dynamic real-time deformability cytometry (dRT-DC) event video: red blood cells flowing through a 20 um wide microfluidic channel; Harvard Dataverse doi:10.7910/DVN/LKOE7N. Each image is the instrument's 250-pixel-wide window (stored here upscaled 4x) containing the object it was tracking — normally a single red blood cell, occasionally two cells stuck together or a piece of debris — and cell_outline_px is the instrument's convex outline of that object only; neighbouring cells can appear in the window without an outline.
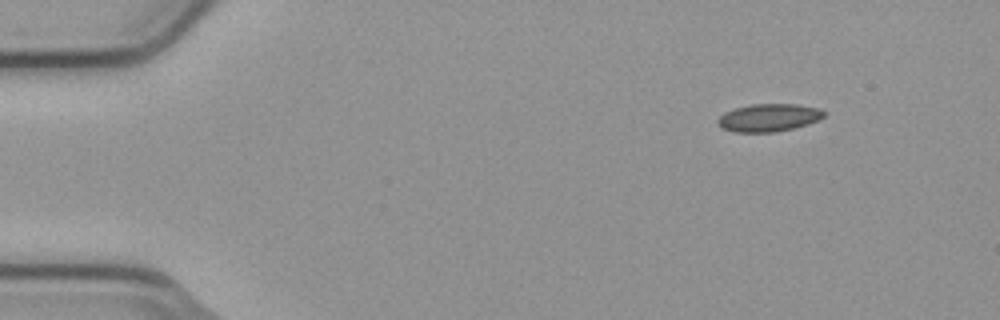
{"species": "common noctule bat (a hibernating species)", "species_latin": "Nyctalus noctula", "temperature_condition": "cold", "stored_images_in_passage": 49, "camera_frame_rate_fps": 3000, "um_per_image_px": 0.085, "animal": {"sex": "male", "body_mass_g": 23.1, "forearm_length_mm": 52.7}, "frame": {"image": 1, "passage_image": 1, "time_ms": 0.0, "image_size_px": [1000, 320], "cell_outline_px": [[824, 116], [820, 120], [808, 124], [776, 132], [732, 132], [720, 128], [716, 124], [716, 120], [724, 112], [736, 108], [752, 104], [796, 104], [820, 108], [824, 112]], "centroid_in_image_um": [65.31, 10.01], "position_along_channel_um": 19.7, "area_um2": 17.34}}
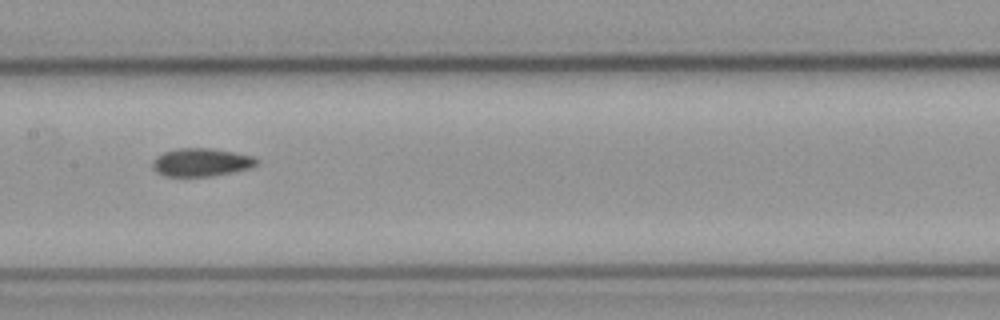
{"frame": {"image": 2, "passage_image": 22, "time_ms": 7.0, "image_size_px": [1000, 320], "cell_outline_px": [[260, 160], [256, 164], [248, 168], [232, 172], [212, 176], [164, 176], [156, 172], [152, 168], [152, 160], [156, 156], [164, 152], [180, 148], [212, 148], [252, 156]], "centroid_in_image_um": [17.06, 13.8], "position_along_channel_um": 190.3, "area_um2": 16.99}}
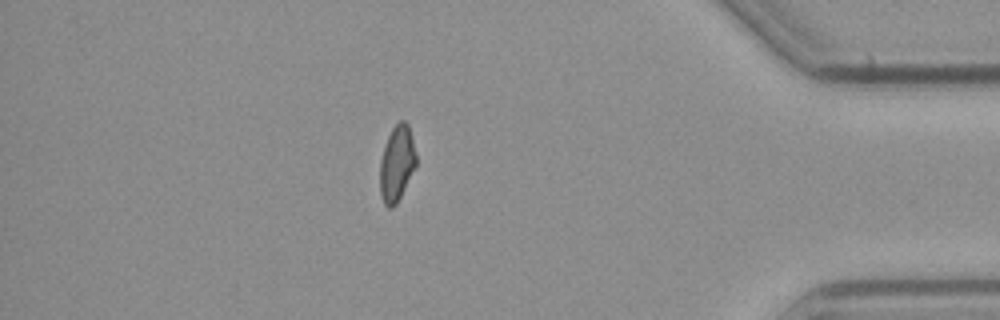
{"frame": {"image": 3, "passage_image": 42, "time_ms": 13.667, "image_size_px": [1000, 320], "cell_outline_px": [[416, 164], [396, 204], [392, 208], [388, 208], [384, 204], [380, 196], [380, 160], [388, 136], [392, 128], [400, 120], [404, 120], [408, 124], [416, 156]], "centroid_in_image_um": [33.7, 13.91], "position_along_channel_um": 401.5, "area_um2": 15.66}}